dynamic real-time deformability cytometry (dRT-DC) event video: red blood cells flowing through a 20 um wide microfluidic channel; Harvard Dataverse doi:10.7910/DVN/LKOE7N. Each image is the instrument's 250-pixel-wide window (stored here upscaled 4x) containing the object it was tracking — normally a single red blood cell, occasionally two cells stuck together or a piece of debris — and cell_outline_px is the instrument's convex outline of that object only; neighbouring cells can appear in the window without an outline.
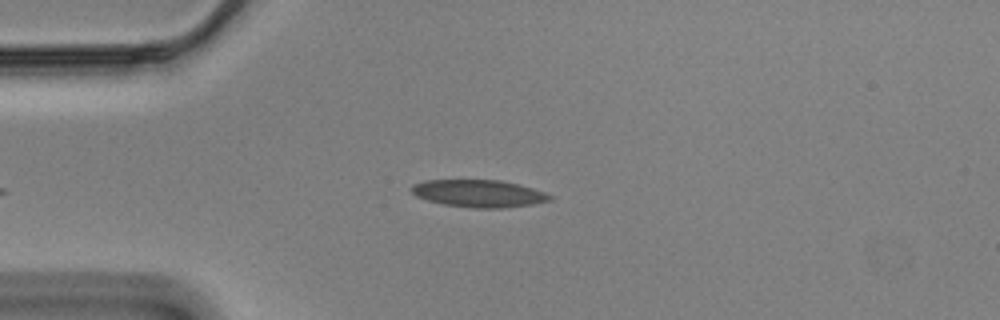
{"species": "Egyptian fruit bat (a non-hibernating species)", "species_latin": "Rousettus aegyptiacus", "temperature_condition": "cold", "stored_images_in_passage": 34, "camera_frame_rate_fps": 3000, "um_per_image_px": 0.085, "animal": {"sex": "male"}, "frame": {"image": 1, "passage_image": 4, "time_ms": 1.0, "image_size_px": [1000, 320], "cell_outline_px": [[552, 200], [532, 204], [500, 208], [476, 208], [444, 204], [428, 200], [416, 196], [412, 192], [412, 184], [424, 180], [500, 180], [520, 184], [544, 192], [552, 196]], "centroid_in_image_um": [40.7, 16.43], "position_along_channel_um": 44.3, "area_um2": 21.91}}
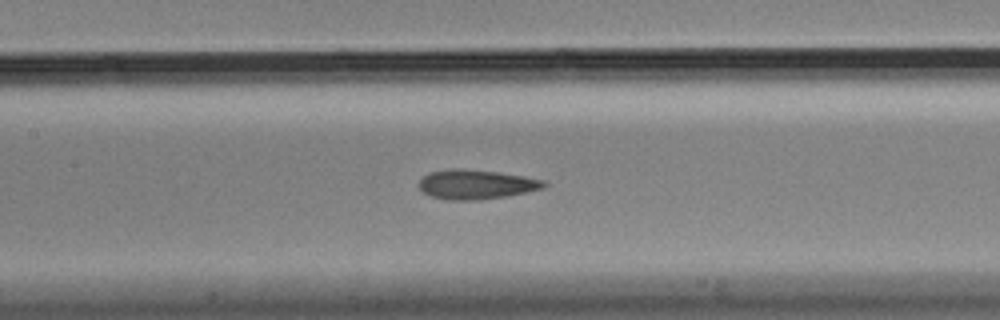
{"frame": {"image": 2, "passage_image": 16, "time_ms": 5.0, "image_size_px": [1000, 320], "cell_outline_px": [[548, 184], [544, 188], [528, 192], [508, 196], [476, 200], [448, 200], [432, 196], [424, 192], [416, 184], [424, 176], [432, 172], [452, 168], [460, 168], [496, 172], [524, 176], [548, 180]], "centroid_in_image_um": [40.52, 15.67], "position_along_channel_um": 166.9, "area_um2": 21.56}}
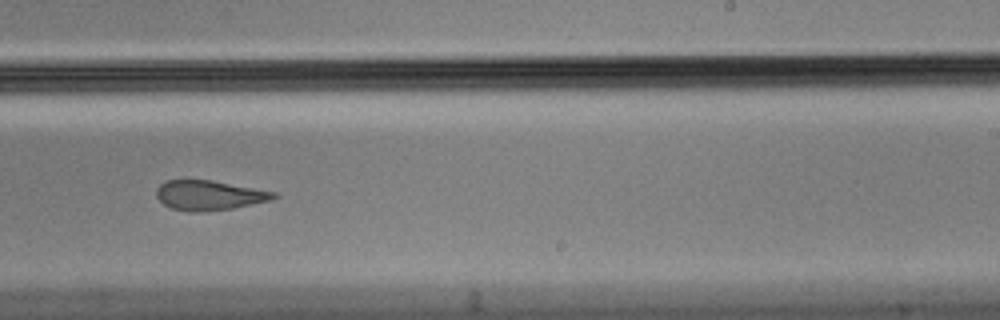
{"frame": {"image": 3, "passage_image": 25, "time_ms": 8.0, "image_size_px": [1000, 320], "cell_outline_px": [[280, 196], [272, 200], [232, 208], [200, 212], [188, 212], [172, 208], [164, 204], [156, 196], [156, 188], [160, 184], [168, 180], [212, 180], [276, 192]], "centroid_in_image_um": [17.79, 16.6], "position_along_channel_um": 271.2, "area_um2": 20.35}, "authors_computed_cell_mechanics": {"area_um2": 21.2126, "velocity_mm_per_s": 3.4923, "shape_relaxation_time_tau1_ms": null, "shape_relaxation_time_tau2_ms": 2.7451, "deformation_change_tau1": null, "deformation_change_tau2": 0.0967}}